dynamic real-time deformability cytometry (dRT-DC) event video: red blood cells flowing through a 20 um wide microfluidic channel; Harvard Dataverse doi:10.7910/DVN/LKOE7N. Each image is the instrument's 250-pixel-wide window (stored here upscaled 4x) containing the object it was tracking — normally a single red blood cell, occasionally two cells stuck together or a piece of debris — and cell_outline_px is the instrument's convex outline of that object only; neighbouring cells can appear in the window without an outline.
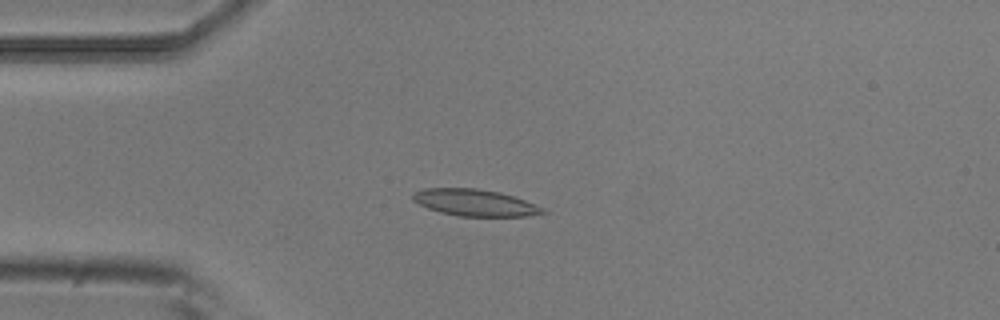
{"species": "common noctule bat (a hibernating species)", "species_latin": "Nyctalus noctula", "temperature_condition": "room temperature", "stored_images_in_passage": 7, "camera_frame_rate_fps": 3000, "um_per_image_px": 0.085, "animal": {"sex": "male", "body_mass_g": 20.5, "forearm_length_mm": 52.5}, "frame": {"image": 1, "passage_image": 4, "time_ms": 1.0, "image_size_px": [1000, 320], "cell_outline_px": [[548, 212], [528, 216], [456, 216], [440, 212], [428, 208], [412, 200], [412, 196], [416, 192], [424, 188], [476, 188], [500, 192], [524, 200], [544, 208]], "centroid_in_image_um": [40.37, 17.23], "position_along_channel_um": 44.6, "area_um2": 20.11}}
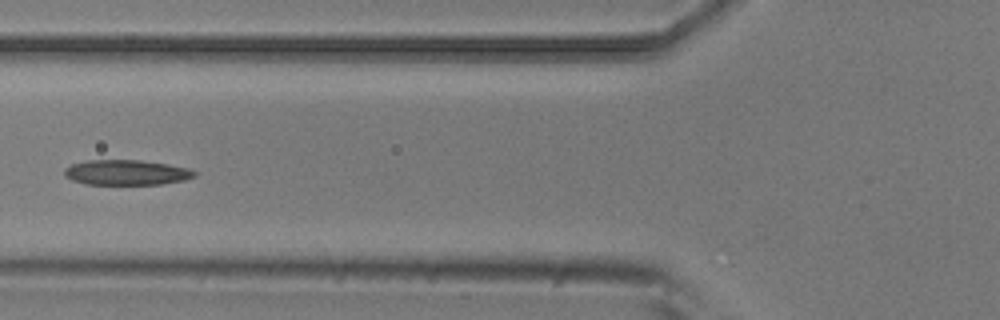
{"frame": {"image": 2, "passage_image": 6, "time_ms": 1.667, "image_size_px": [1000, 320], "cell_outline_px": [[196, 176], [184, 180], [160, 184], [84, 184], [72, 180], [64, 176], [64, 168], [72, 164], [88, 160], [140, 160], [168, 164], [188, 168], [196, 172]], "centroid_in_image_um": [10.73, 14.66], "position_along_channel_um": 115.1, "area_um2": 19.07}}
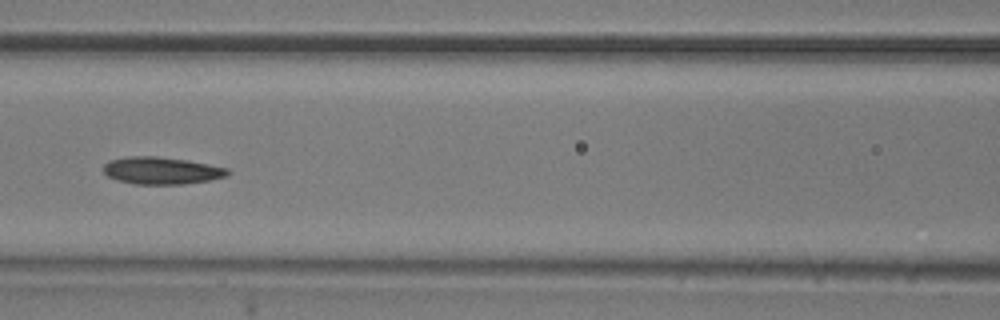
{"frame": {"image": 3, "passage_image": 7, "time_ms": 2.0, "image_size_px": [1000, 320], "cell_outline_px": [[232, 172], [228, 176], [208, 180], [184, 184], [136, 184], [116, 180], [108, 176], [104, 172], [104, 164], [108, 160], [128, 156], [156, 156], [188, 160], [228, 168]], "centroid_in_image_um": [13.74, 14.49], "position_along_channel_um": 152.9, "area_um2": 19.83}}